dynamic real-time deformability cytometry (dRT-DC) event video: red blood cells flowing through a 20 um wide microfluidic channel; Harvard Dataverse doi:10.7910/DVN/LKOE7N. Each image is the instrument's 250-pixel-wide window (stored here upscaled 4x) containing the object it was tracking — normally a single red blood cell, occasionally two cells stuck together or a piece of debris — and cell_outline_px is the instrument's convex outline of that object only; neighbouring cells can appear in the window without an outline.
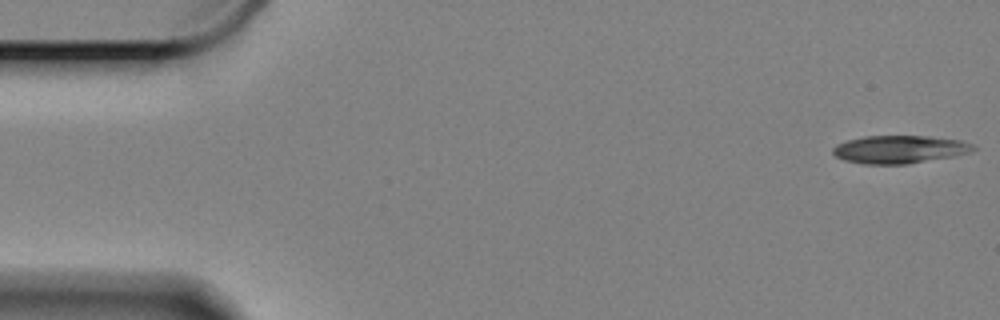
{"species": "Egyptian fruit bat (a non-hibernating species)", "species_latin": "Rousettus aegyptiacus", "temperature_condition": "cold", "stored_images_in_passage": 54, "camera_frame_rate_fps": 3000, "um_per_image_px": 0.085, "animal": {"sex": "female"}, "frame": {"image": 1, "passage_image": 1, "time_ms": 0.0, "image_size_px": [1000, 320], "cell_outline_px": [[976, 148], [968, 152], [952, 156], [908, 164], [864, 164], [844, 160], [836, 156], [832, 152], [832, 148], [836, 144], [848, 140], [864, 136], [928, 136], [960, 140], [972, 144]], "centroid_in_image_um": [76.41, 12.69], "position_along_channel_um": 8.6, "area_um2": 22.66}}
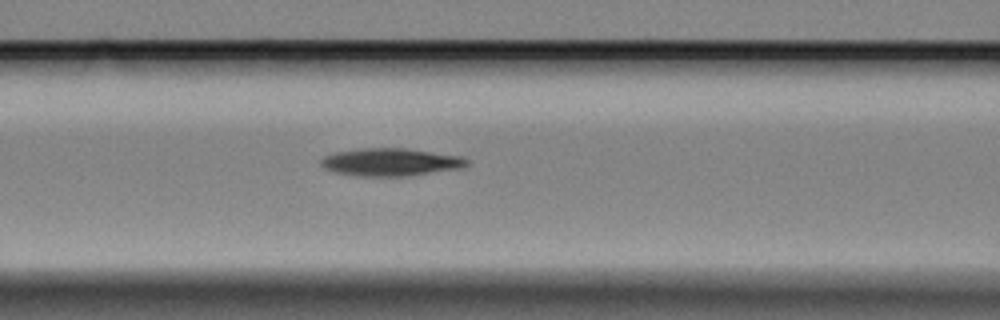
{"frame": {"image": 2, "passage_image": 23, "time_ms": 7.333, "image_size_px": [1000, 320], "cell_outline_px": [[468, 164], [460, 168], [408, 176], [360, 176], [336, 172], [320, 164], [320, 160], [324, 156], [336, 152], [360, 148], [408, 148], [460, 156], [468, 160]], "centroid_in_image_um": [33.21, 13.77], "position_along_channel_um": 133.4, "area_um2": 23.35}}
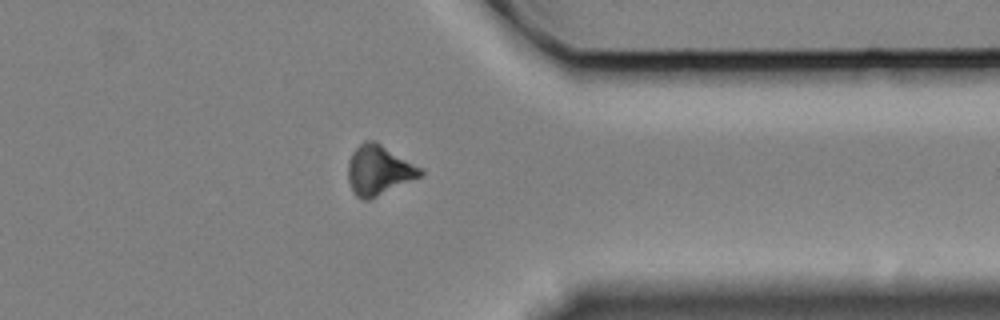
{"frame": {"image": 3, "passage_image": 46, "time_ms": 15.0, "image_size_px": [1000, 320], "cell_outline_px": [[424, 172], [420, 176], [368, 200], [364, 200], [356, 196], [348, 180], [348, 160], [352, 152], [364, 140], [376, 140], [424, 168]], "centroid_in_image_um": [32.21, 14.42], "position_along_channel_um": 379.2, "area_um2": 21.04}, "authors_computed_cell_mechanics": {"area_um2": 22.6576, "velocity_mm_per_s": 3.3119, "shape_relaxation_time_tau1_ms": 2.2511, "shape_relaxation_time_tau2_ms": null, "deformation_change_tau1": 0.1002, "deformation_change_tau2": null}}